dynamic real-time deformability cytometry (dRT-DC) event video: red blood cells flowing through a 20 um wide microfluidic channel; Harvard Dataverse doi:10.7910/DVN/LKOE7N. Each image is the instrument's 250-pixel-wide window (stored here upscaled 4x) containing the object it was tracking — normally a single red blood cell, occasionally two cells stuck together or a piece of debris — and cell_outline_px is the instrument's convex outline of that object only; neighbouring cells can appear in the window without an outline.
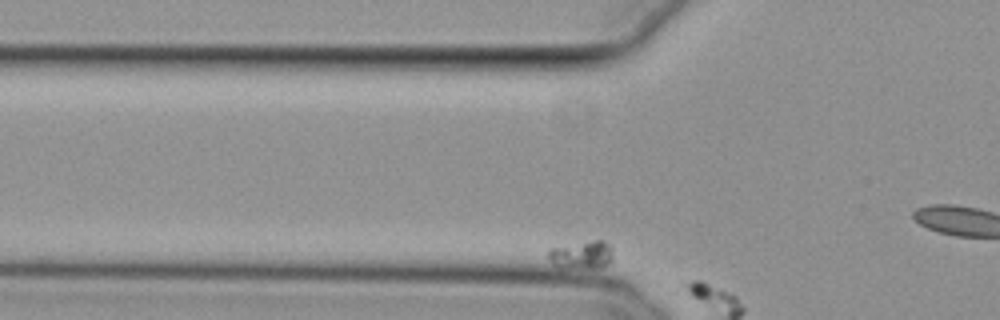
{"species": "common noctule bat (a hibernating species)", "species_latin": "Nyctalus noctula", "temperature_condition": "cold", "stored_images_in_passage": 5, "segment_of_instrument_passage": [1, 2], "camera_frame_rate_fps": 3000, "um_per_image_px": 0.085, "animal": {"sex": "female", "body_mass_g": 29.2, "forearm_length_mm": 56.3}, "frame": {"image": 1, "passage_image": 4, "time_ms": 1.0, "image_size_px": [1000, 320], "cell_outline_px": [[612, 264], [604, 268], [560, 268], [552, 264], [548, 256], [548, 248], [592, 240], [604, 240], [612, 248]], "centroid_in_image_um": [49.47, 21.68], "position_along_channel_um": 76.3, "area_um2": 10.98}}